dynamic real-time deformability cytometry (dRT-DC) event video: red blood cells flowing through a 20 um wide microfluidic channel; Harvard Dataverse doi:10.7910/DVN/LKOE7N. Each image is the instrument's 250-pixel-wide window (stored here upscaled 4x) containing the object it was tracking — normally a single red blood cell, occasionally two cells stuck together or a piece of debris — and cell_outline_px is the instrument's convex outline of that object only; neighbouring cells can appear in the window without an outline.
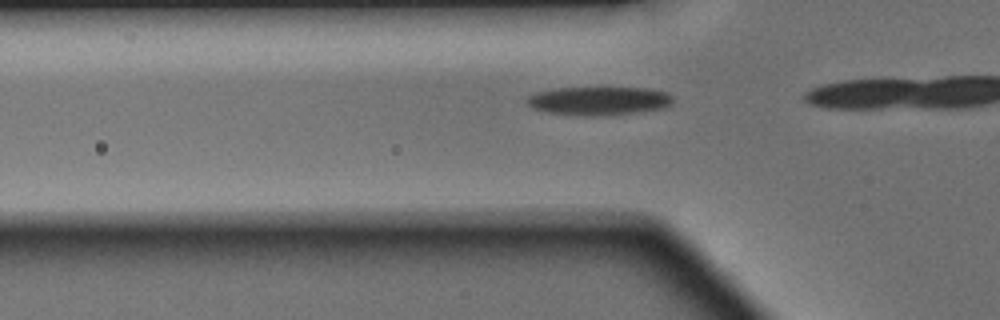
{"species": "Egyptian fruit bat (a non-hibernating species)", "species_latin": "Rousettus aegyptiacus", "temperature_condition": "warm", "stored_images_in_passage": 15, "camera_frame_rate_fps": 3000, "um_per_image_px": 0.085, "animal": {"sex": "male"}, "frame": {"image": 1, "passage_image": 13, "time_ms": 4.0, "image_size_px": [1000, 320], "cell_outline_px": [[672, 104], [664, 108], [640, 112], [604, 116], [572, 116], [548, 112], [532, 108], [524, 100], [528, 96], [536, 92], [556, 88], [648, 88], [668, 92], [672, 96]], "centroid_in_image_um": [50.9, 8.58], "position_along_channel_um": 74.9, "area_um2": 24.68}}